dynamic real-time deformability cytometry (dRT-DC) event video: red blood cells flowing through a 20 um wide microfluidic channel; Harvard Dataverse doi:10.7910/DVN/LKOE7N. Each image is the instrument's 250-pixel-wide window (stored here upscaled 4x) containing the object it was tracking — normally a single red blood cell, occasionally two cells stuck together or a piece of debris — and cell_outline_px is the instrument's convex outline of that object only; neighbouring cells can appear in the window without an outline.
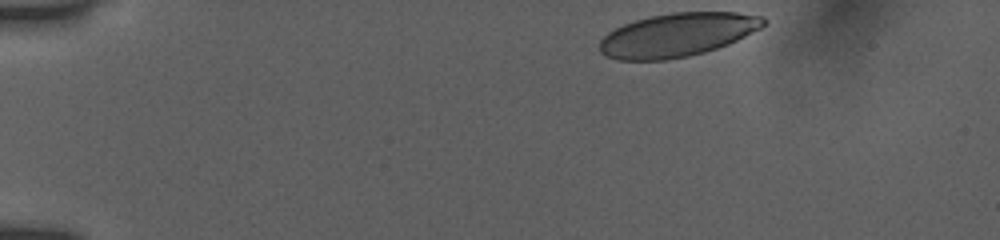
{"species": "human", "species_latin": "Homo sapiens", "temperature_condition": "room temperature", "stored_images_in_passage": 39, "camera_frame_rate_fps": 3000, "um_per_image_px": 0.085, "donor": {"sex": "female"}, "frame": {"image": 1, "passage_image": 1, "time_ms": 0.0, "image_size_px": [1000, 240], "cell_outline_px": [[768, 24], [728, 44], [704, 52], [688, 56], [664, 60], [616, 60], [600, 52], [600, 40], [608, 32], [624, 24], [636, 20], [652, 16], [672, 12], [736, 12], [764, 16], [768, 20]], "centroid_in_image_um": [57.6, 2.96], "position_along_channel_um": 27.4, "area_um2": 41.5}}
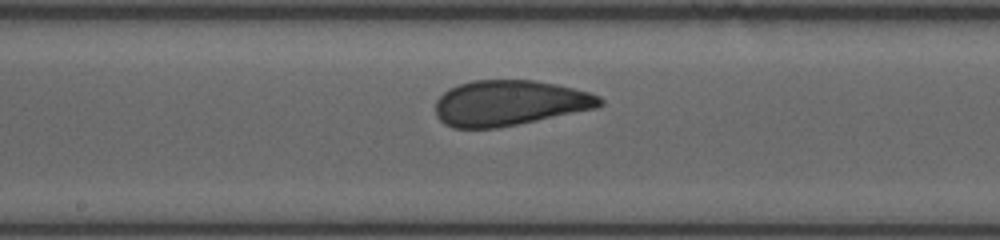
{"frame": {"image": 2, "passage_image": 22, "time_ms": 7.0, "image_size_px": [1000, 240], "cell_outline_px": [[604, 104], [596, 108], [496, 128], [452, 128], [444, 124], [436, 116], [436, 100], [448, 88], [472, 80], [532, 80], [556, 84], [588, 92], [600, 96], [604, 100]], "centroid_in_image_um": [43.28, 8.75], "position_along_channel_um": 204.9, "area_um2": 43.35}}
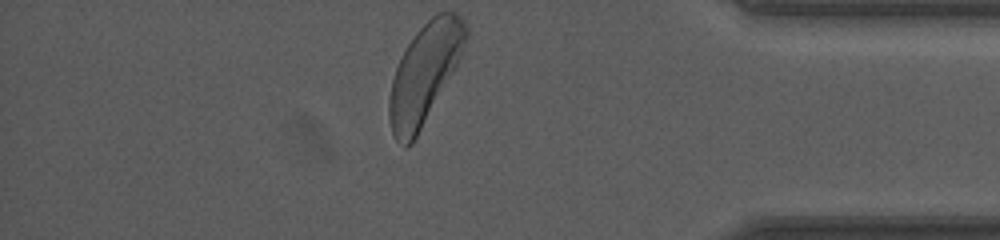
{"frame": {"image": 3, "passage_image": 39, "time_ms": 12.667, "image_size_px": [1000, 240], "cell_outline_px": [[468, 36], [460, 56], [452, 72], [412, 144], [408, 148], [404, 148], [396, 140], [392, 132], [388, 116], [388, 100], [392, 80], [396, 68], [408, 44], [416, 32], [436, 12], [456, 12], [464, 20], [468, 28]], "centroid_in_image_um": [36.07, 6.25], "position_along_channel_um": 399.1, "area_um2": 43.58}, "authors_computed_cell_mechanics": {"area_um2": 43.6968, "velocity_mm_per_s": 3.8591, "shape_relaxation_time_tau1_ms": 3.5532, "shape_relaxation_time_tau2_ms": null, "deformation_change_tau1": 0.1576, "deformation_change_tau2": null}}